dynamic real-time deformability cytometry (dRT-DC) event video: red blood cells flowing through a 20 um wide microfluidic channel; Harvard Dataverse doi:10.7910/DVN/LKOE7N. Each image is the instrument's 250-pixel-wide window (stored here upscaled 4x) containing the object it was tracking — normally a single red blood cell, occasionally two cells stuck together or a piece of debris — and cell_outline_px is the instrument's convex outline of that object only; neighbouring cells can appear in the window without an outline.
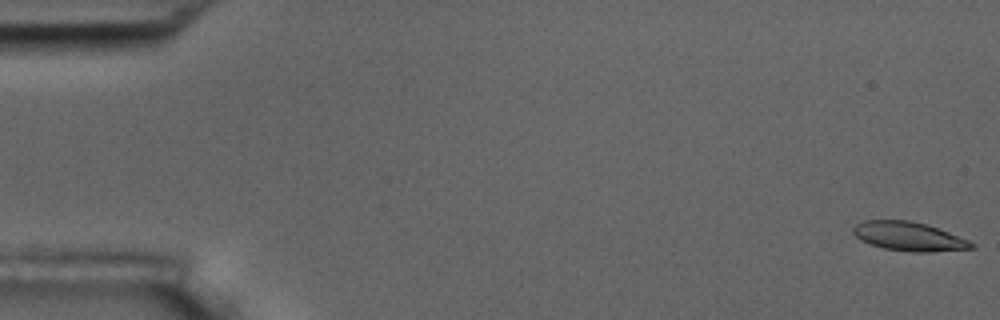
{"species": "common noctule bat (a hibernating species)", "species_latin": "Nyctalus noctula", "temperature_condition": "room temperature", "stored_images_in_passage": 57, "camera_frame_rate_fps": 3000, "um_per_image_px": 0.085, "animal": {"sex": "male", "body_mass_g": 17.5, "forearm_length_mm": 52.3}, "frame": {"image": 1, "passage_image": 1, "time_ms": 0.0, "image_size_px": [1000, 320], "cell_outline_px": [[976, 248], [932, 252], [912, 252], [884, 248], [868, 244], [860, 240], [852, 232], [852, 228], [856, 224], [864, 220], [908, 220], [928, 224], [968, 240], [976, 244]], "centroid_in_image_um": [77.25, 20.1], "position_along_channel_um": 7.8, "area_um2": 20.11}}
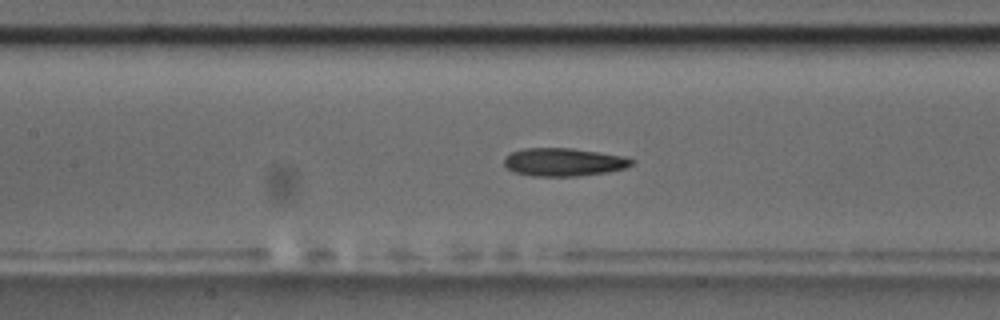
{"frame": {"image": 2, "passage_image": 26, "time_ms": 8.333, "image_size_px": [1000, 320], "cell_outline_px": [[636, 160], [632, 164], [624, 168], [608, 172], [576, 176], [532, 176], [516, 172], [508, 168], [504, 164], [504, 156], [512, 152], [524, 148], [572, 148], [624, 156]], "centroid_in_image_um": [47.91, 13.77], "position_along_channel_um": 159.5, "area_um2": 20.81}}
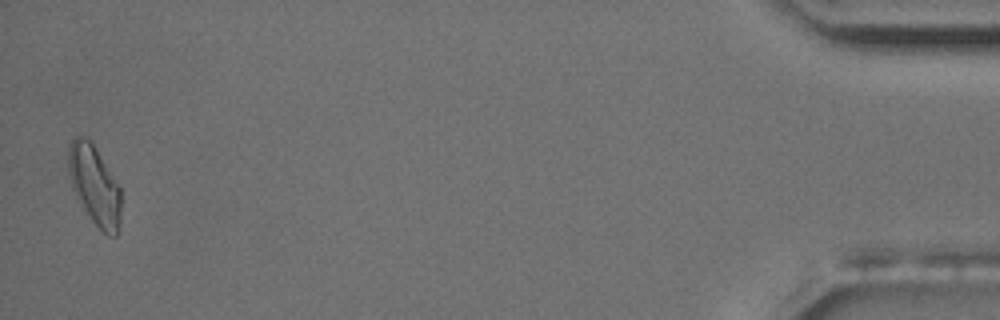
{"frame": {"image": 3, "passage_image": 56, "time_ms": 18.333, "image_size_px": [1000, 320], "cell_outline_px": [[120, 224], [116, 236], [108, 236], [92, 220], [76, 196], [72, 188], [68, 172], [68, 152], [72, 140], [76, 136], [84, 136], [92, 140], [120, 188]], "centroid_in_image_um": [8.03, 15.71], "position_along_channel_um": 427.2, "area_um2": 24.22}, "authors_computed_cell_mechanics": {"area_um2": 20.8658, "velocity_mm_per_s": 3.5677, "shape_relaxation_time_tau1_ms": null, "shape_relaxation_time_tau2_ms": 4.605, "deformation_change_tau1": null, "deformation_change_tau2": 0.1274}}